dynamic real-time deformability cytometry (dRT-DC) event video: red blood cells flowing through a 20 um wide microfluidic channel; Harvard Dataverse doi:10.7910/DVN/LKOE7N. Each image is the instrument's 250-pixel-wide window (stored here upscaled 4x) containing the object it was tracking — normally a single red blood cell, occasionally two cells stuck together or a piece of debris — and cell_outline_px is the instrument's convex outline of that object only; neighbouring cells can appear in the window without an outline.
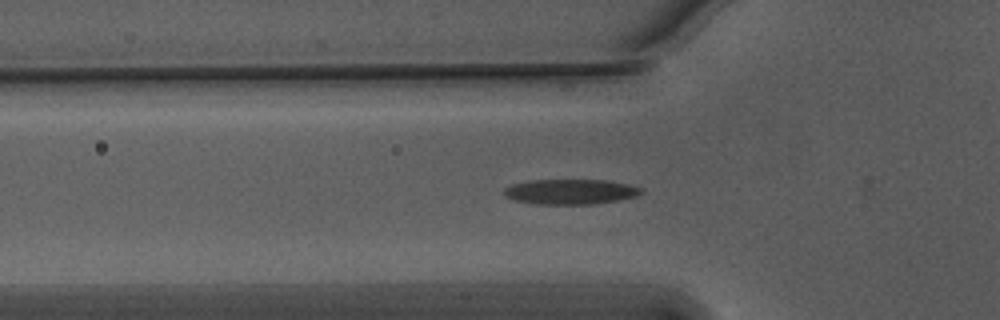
{"species": "Egyptian fruit bat (a non-hibernating species)", "species_latin": "Rousettus aegyptiacus", "temperature_condition": "warm", "stored_images_in_passage": 34, "camera_frame_rate_fps": 3000, "um_per_image_px": 0.085, "animal": {"sex": "male"}, "frame": {"image": 1, "passage_image": 4, "time_ms": 1.0, "image_size_px": [1000, 320], "cell_outline_px": [[644, 192], [636, 196], [616, 200], [592, 204], [536, 204], [512, 200], [504, 196], [504, 188], [512, 184], [528, 180], [608, 180], [632, 184], [644, 188]], "centroid_in_image_um": [48.5, 16.29], "position_along_channel_um": 77.3, "area_um2": 20.35}}
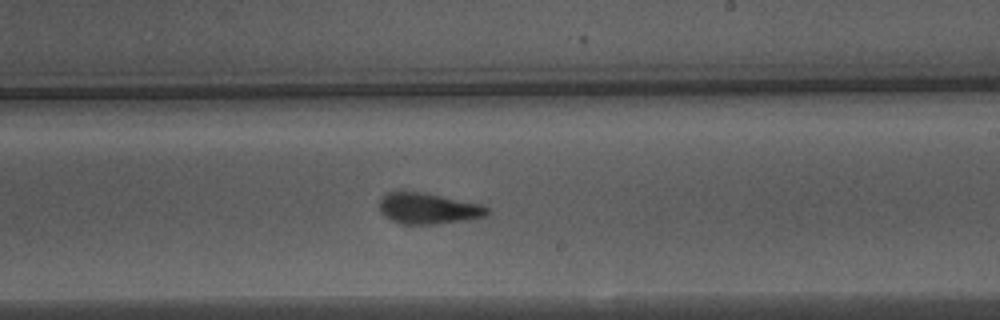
{"frame": {"image": 2, "passage_image": 18, "time_ms": 5.667, "image_size_px": [1000, 320], "cell_outline_px": [[488, 212], [484, 216], [464, 220], [436, 224], [400, 224], [384, 216], [380, 212], [380, 200], [388, 192], [400, 188], [404, 188], [424, 192], [480, 204], [488, 208]], "centroid_in_image_um": [36.31, 17.68], "position_along_channel_um": 252.7, "area_um2": 19.77}}
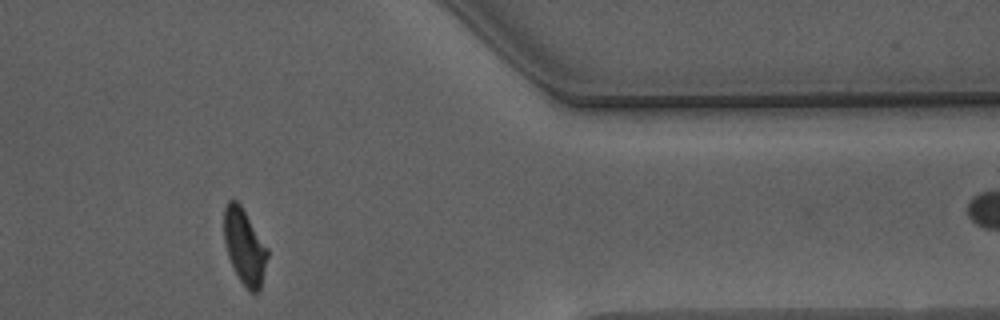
{"frame": {"image": 3, "passage_image": 31, "time_ms": 10.0, "image_size_px": [1000, 320], "cell_outline_px": [[268, 256], [260, 288], [256, 292], [248, 292], [240, 280], [228, 256], [224, 240], [224, 204], [228, 200], [236, 200], [240, 204], [268, 248]], "centroid_in_image_um": [20.77, 20.94], "position_along_channel_um": 390.6, "area_um2": 18.96}, "authors_computed_cell_mechanics": {"area_um2": 19.8254, "velocity_mm_per_s": 3.7538, "shape_relaxation_time_tau1_ms": 3.5945, "shape_relaxation_time_tau2_ms": 1.5675, "deformation_change_tau1": 0.1702, "deformation_change_tau2": 0.0943}}